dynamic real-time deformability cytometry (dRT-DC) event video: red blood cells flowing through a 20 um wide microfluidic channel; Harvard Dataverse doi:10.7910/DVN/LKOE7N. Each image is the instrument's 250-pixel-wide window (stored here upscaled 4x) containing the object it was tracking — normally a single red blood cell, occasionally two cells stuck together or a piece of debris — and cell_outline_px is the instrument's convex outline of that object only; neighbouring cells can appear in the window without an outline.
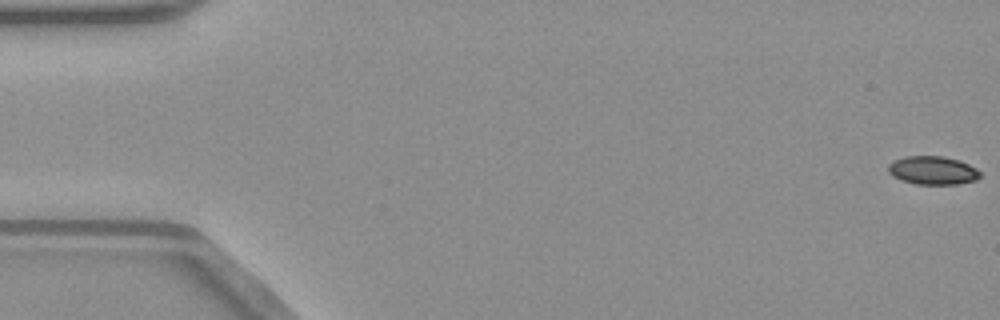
{"species": "common noctule bat (a hibernating species)", "species_latin": "Nyctalus noctula", "temperature_condition": "warm", "stored_images_in_passage": 16, "camera_frame_rate_fps": 3000, "um_per_image_px": 0.085, "animal": {"sex": "male", "body_mass_g": 23.1, "forearm_length_mm": 52.7}, "frame": {"image": 1, "passage_image": 1, "time_ms": 0.0, "image_size_px": [1000, 320], "cell_outline_px": [[980, 176], [976, 180], [956, 184], [916, 184], [900, 180], [892, 176], [888, 172], [888, 164], [892, 160], [904, 156], [944, 156], [960, 160], [976, 168], [980, 172]], "centroid_in_image_um": [79.25, 14.47], "position_along_channel_um": 5.8, "area_um2": 15.37}}